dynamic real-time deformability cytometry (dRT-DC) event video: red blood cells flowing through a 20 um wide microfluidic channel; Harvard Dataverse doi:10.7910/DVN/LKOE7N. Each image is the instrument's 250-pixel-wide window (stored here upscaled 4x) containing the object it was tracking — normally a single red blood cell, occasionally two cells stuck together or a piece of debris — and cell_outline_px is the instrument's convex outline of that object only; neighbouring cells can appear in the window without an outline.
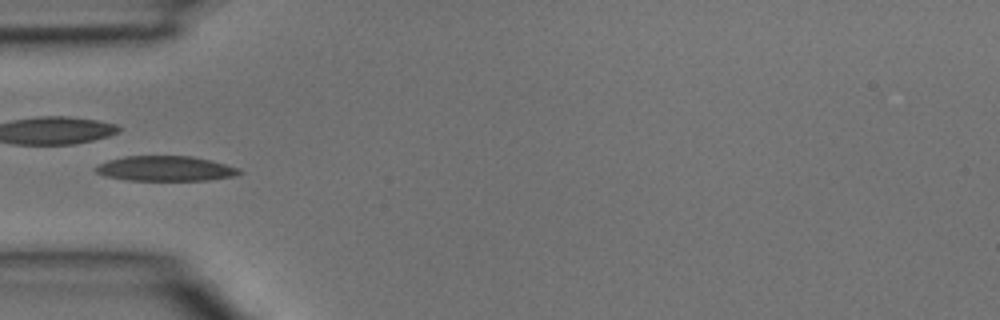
{"species": "common noctule bat (a hibernating species)", "species_latin": "Nyctalus noctula", "temperature_condition": "room temperature", "stored_images_in_passage": 4, "camera_frame_rate_fps": 3000, "um_per_image_px": 0.085, "animal": {"sex": "male", "body_mass_g": 15.6}, "frame": {"image": 1, "passage_image": 4, "time_ms": 1.0, "image_size_px": [1000, 320], "cell_outline_px": [[244, 172], [236, 176], [208, 180], [128, 180], [104, 176], [96, 172], [92, 168], [108, 160], [124, 156], [192, 156], [240, 168]], "centroid_in_image_um": [14.06, 14.33], "position_along_channel_um": 70.9, "area_um2": 20.98}}